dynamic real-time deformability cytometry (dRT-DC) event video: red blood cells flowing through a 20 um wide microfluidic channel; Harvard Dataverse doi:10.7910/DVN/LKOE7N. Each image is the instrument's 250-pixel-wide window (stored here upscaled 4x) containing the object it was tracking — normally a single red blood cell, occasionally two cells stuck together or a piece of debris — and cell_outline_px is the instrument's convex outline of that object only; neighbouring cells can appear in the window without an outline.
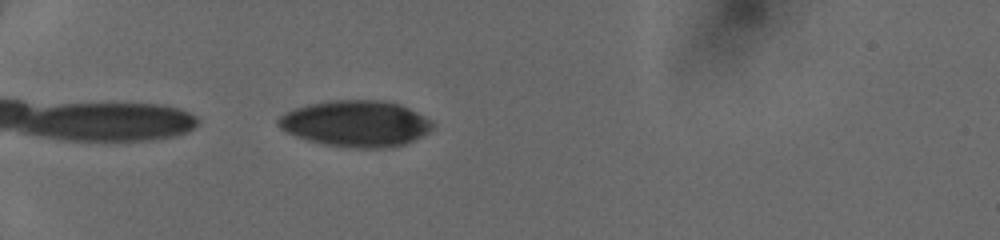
{"species": "human", "species_latin": "Homo sapiens", "temperature_condition": "cold", "stored_images_in_passage": 6, "camera_frame_rate_fps": 3000, "um_per_image_px": 0.085, "donor": {"sex": "female"}, "frame": {"image": 1, "passage_image": 1, "time_ms": 0.0, "image_size_px": [1000, 240], "cell_outline_px": [[432, 128], [428, 132], [404, 144], [384, 148], [352, 148], [324, 144], [308, 140], [296, 136], [280, 128], [276, 124], [276, 120], [284, 112], [308, 104], [332, 100], [384, 100], [400, 104], [432, 120]], "centroid_in_image_um": [30.22, 10.5], "position_along_channel_um": 54.8, "area_um2": 41.44}}